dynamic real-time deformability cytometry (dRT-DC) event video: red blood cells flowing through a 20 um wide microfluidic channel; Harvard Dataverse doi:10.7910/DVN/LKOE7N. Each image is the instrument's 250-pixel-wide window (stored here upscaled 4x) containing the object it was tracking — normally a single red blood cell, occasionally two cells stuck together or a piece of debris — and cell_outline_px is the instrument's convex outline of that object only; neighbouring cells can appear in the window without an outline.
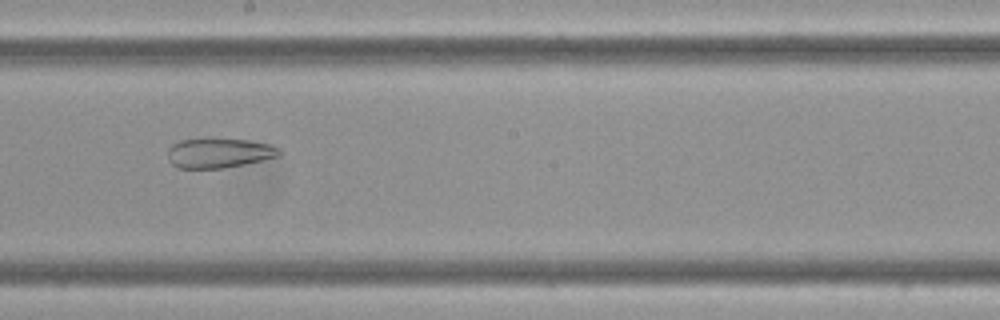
{"species": "Egyptian fruit bat (a non-hibernating species)", "species_latin": "Rousettus aegyptiacus", "temperature_condition": "cold", "stored_images_in_passage": 10, "camera_frame_rate_fps": 3000, "um_per_image_px": 0.085, "frame": {"image": 1, "passage_image": 6, "time_ms": 1.667, "image_size_px": [1000, 320], "cell_outline_px": [[280, 156], [244, 164], [220, 168], [180, 168], [172, 164], [168, 160], [168, 148], [172, 144], [180, 140], [208, 136], [212, 136], [248, 140], [272, 144], [280, 148]], "centroid_in_image_um": [18.6, 12.95], "position_along_channel_um": 229.6, "area_um2": 20.0}}